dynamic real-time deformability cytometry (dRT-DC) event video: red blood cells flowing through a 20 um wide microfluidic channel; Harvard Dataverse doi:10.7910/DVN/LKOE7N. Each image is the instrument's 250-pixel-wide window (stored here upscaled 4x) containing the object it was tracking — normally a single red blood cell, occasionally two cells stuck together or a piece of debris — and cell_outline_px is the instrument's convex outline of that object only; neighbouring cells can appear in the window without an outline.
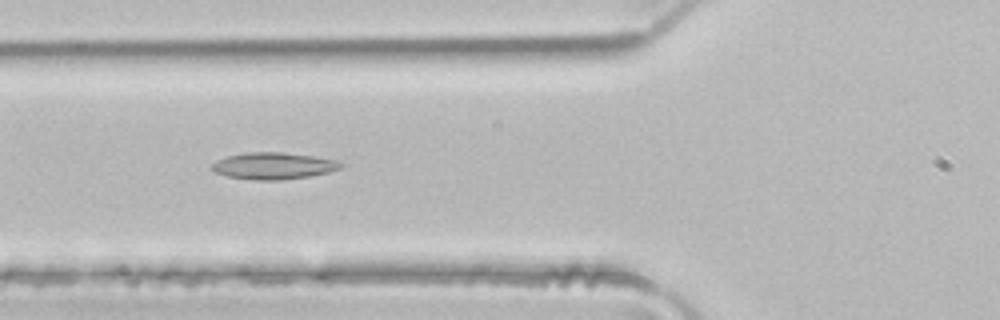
{"species": "common noctule bat (a hibernating species)", "species_latin": "Nyctalus noctula", "temperature_condition": "room temperature", "stored_images_in_passage": 6, "camera_frame_rate_fps": 3000, "um_per_image_px": 0.085, "animal": {"sex": "male", "body_mass_g": 21.5, "forearm_length_mm": 52.0}, "frame": {"image": 1, "passage_image": 5, "time_ms": 1.333, "image_size_px": [1000, 320], "cell_outline_px": [[344, 164], [340, 168], [328, 172], [308, 176], [280, 180], [256, 180], [228, 176], [216, 172], [212, 168], [212, 164], [216, 160], [228, 156], [244, 152], [280, 152], [316, 156], [336, 160]], "centroid_in_image_um": [23.25, 14.08], "position_along_channel_um": 102.5, "area_um2": 19.94}}
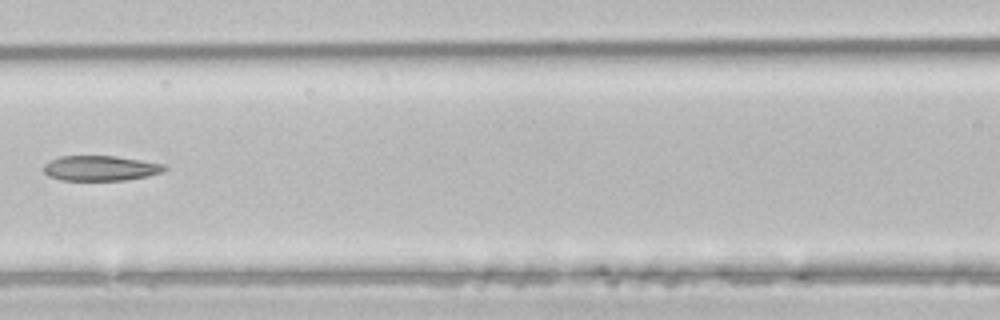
{"frame": {"image": 2, "passage_image": 6, "time_ms": 1.667, "image_size_px": [1000, 320], "cell_outline_px": [[168, 168], [164, 172], [148, 176], [124, 180], [60, 180], [48, 176], [44, 172], [44, 164], [60, 156], [116, 156], [164, 164]], "centroid_in_image_um": [8.56, 14.3], "position_along_channel_um": 158.0, "area_um2": 17.69}}